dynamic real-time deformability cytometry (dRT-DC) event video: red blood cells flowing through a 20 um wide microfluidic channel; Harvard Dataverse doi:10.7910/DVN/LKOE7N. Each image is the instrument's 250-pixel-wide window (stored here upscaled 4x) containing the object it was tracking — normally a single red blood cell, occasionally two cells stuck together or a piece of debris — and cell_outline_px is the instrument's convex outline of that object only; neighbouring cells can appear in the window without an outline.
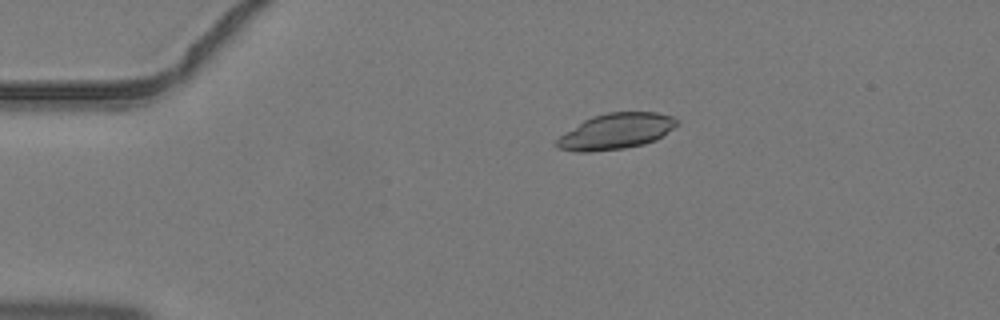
{"species": "common noctule bat (a hibernating species)", "species_latin": "Nyctalus noctula", "temperature_condition": "warm", "stored_images_in_passage": 4, "camera_frame_rate_fps": 3000, "um_per_image_px": 0.085, "animal": {"sex": "male", "body_mass_g": 19.2, "forearm_length_mm": 51.8}, "frame": {"image": 1, "passage_image": 2, "time_ms": 0.333, "image_size_px": [1000, 320], "cell_outline_px": [[676, 124], [672, 128], [656, 140], [644, 144], [624, 148], [592, 152], [576, 152], [560, 148], [556, 144], [556, 140], [560, 136], [584, 120], [592, 116], [608, 112], [656, 112], [672, 116], [676, 120]], "centroid_in_image_um": [52.34, 11.16], "position_along_channel_um": 32.7, "area_um2": 24.74}}